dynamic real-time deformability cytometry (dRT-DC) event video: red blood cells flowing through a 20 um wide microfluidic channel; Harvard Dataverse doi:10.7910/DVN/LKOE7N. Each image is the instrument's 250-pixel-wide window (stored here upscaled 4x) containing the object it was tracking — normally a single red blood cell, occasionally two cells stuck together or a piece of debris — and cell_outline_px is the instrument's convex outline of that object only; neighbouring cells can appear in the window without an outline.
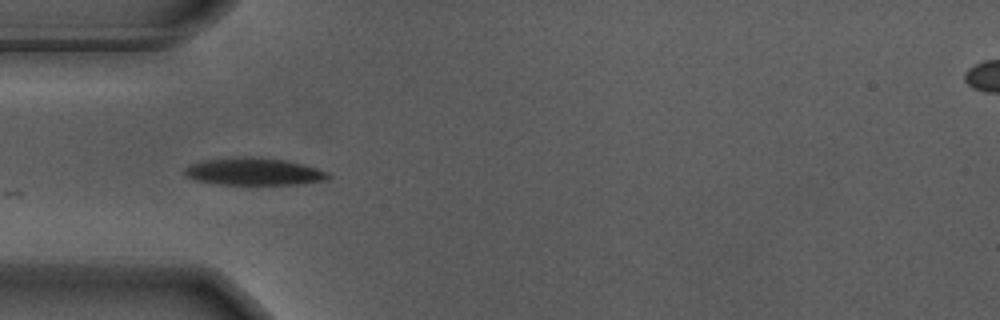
{"species": "Egyptian fruit bat (a non-hibernating species)", "species_latin": "Rousettus aegyptiacus", "temperature_condition": "warm", "stored_images_in_passage": 4, "camera_frame_rate_fps": 3000, "um_per_image_px": 0.085, "animal": {"sex": "male"}, "frame": {"image": 1, "passage_image": 1, "time_ms": 0.0, "image_size_px": [1000, 320], "cell_outline_px": [[332, 176], [328, 180], [300, 184], [216, 184], [196, 180], [188, 176], [184, 172], [184, 168], [192, 164], [204, 160], [248, 156], [284, 160], [316, 168], [328, 172]], "centroid_in_image_um": [21.61, 14.59], "position_along_channel_um": 63.4, "area_um2": 22.6}}
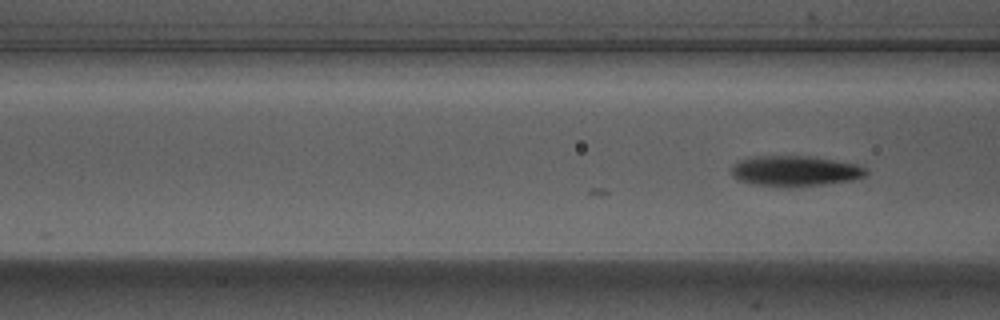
{"frame": {"image": 2, "passage_image": 4, "time_ms": 1.0, "image_size_px": [1000, 320], "cell_outline_px": [[868, 172], [864, 176], [852, 180], [824, 184], [752, 184], [740, 180], [732, 176], [732, 164], [736, 160], [756, 156], [808, 156], [856, 164], [864, 168]], "centroid_in_image_um": [67.54, 14.49], "position_along_channel_um": 99.1, "area_um2": 22.95}}